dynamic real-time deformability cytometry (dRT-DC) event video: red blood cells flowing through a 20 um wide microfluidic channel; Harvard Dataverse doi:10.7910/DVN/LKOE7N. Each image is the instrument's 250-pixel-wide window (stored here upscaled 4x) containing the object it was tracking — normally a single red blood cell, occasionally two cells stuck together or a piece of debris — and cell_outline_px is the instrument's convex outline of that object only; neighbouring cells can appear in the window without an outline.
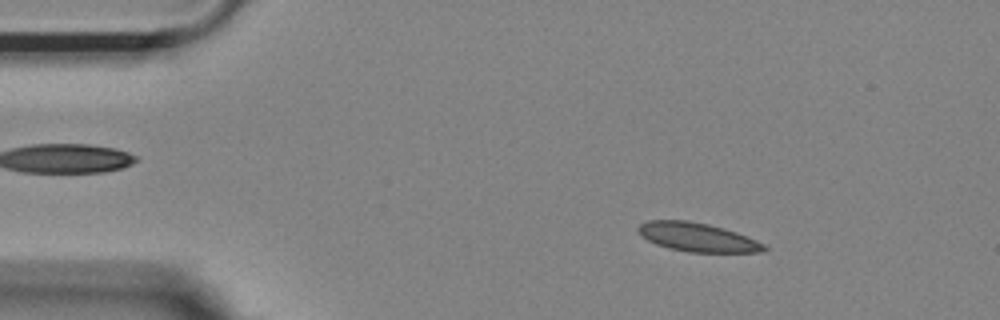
{"species": "Egyptian fruit bat (a non-hibernating species)", "species_latin": "Rousettus aegyptiacus", "temperature_condition": "room temperature", "stored_images_in_passage": 54, "segment_of_instrument_passage": [1, 2], "camera_frame_rate_fps": 3000, "um_per_image_px": 0.085, "animal": {"sex": "female"}, "frame": {"image": 1, "passage_image": 7, "time_ms": 2.0, "image_size_px": [1000, 320], "cell_outline_px": [[768, 248], [764, 252], [688, 252], [668, 248], [656, 244], [640, 236], [636, 228], [640, 224], [648, 220], [688, 220], [708, 224], [724, 228], [736, 232], [756, 240], [764, 244]], "centroid_in_image_um": [59.25, 20.16], "position_along_channel_um": 25.7, "area_um2": 21.21}}
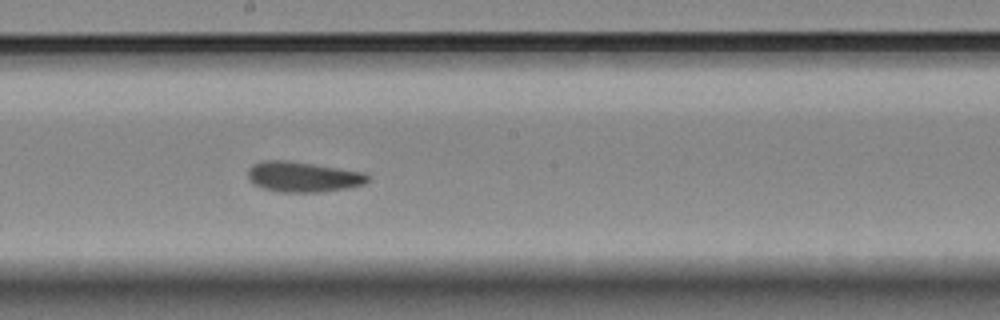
{"frame": {"image": 2, "passage_image": 28, "time_ms": 9.0, "image_size_px": [1000, 320], "cell_outline_px": [[372, 176], [364, 184], [348, 188], [320, 192], [280, 192], [264, 188], [252, 184], [248, 176], [248, 168], [252, 164], [264, 160], [288, 160], [364, 172]], "centroid_in_image_um": [25.76, 15.03], "position_along_channel_um": 222.4, "area_um2": 21.33}}
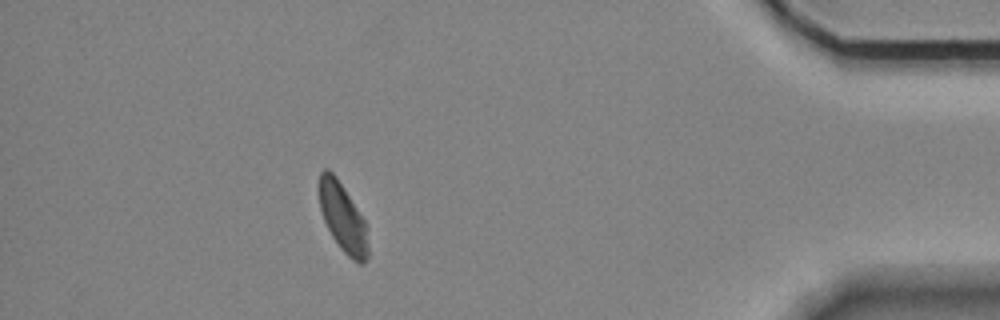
{"frame": {"image": 3, "passage_image": 47, "time_ms": 15.333, "image_size_px": [1000, 320], "cell_outline_px": [[368, 256], [364, 264], [360, 264], [352, 260], [340, 248], [332, 236], [324, 220], [320, 208], [320, 172], [324, 168], [328, 168], [336, 176], [364, 220], [368, 244]], "centroid_in_image_um": [29.14, 18.52], "position_along_channel_um": 406.1, "area_um2": 19.19}}